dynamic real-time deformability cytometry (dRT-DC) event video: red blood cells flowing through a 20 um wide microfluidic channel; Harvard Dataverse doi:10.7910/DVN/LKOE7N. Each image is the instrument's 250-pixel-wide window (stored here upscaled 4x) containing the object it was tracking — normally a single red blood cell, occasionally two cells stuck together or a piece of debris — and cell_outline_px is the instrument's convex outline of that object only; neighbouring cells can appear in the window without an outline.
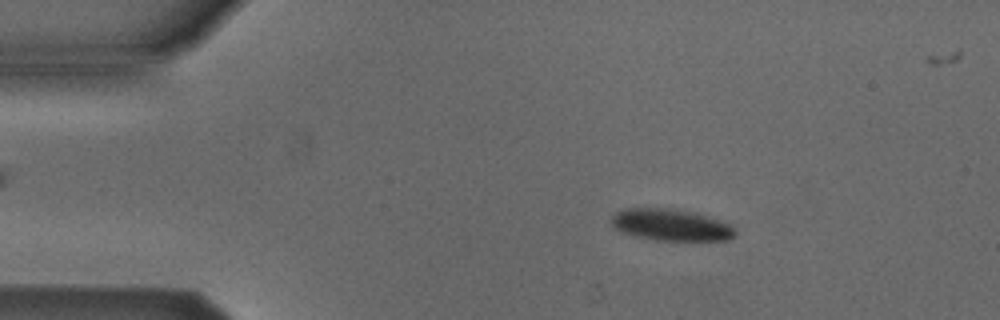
{"species": "Egyptian fruit bat (a non-hibernating species)", "species_latin": "Rousettus aegyptiacus", "temperature_condition": "cold", "stored_images_in_passage": 43, "camera_frame_rate_fps": 3000, "um_per_image_px": 0.085, "animal": {"sex": "male"}, "frame": {"image": 1, "passage_image": 7, "time_ms": 2.0, "image_size_px": [1000, 320], "cell_outline_px": [[736, 236], [728, 240], [656, 240], [636, 236], [624, 232], [616, 228], [612, 224], [612, 216], [616, 212], [624, 208], [672, 208], [696, 212], [728, 224], [736, 228]], "centroid_in_image_um": [57.06, 19.11], "position_along_channel_um": 27.9, "area_um2": 22.77}}
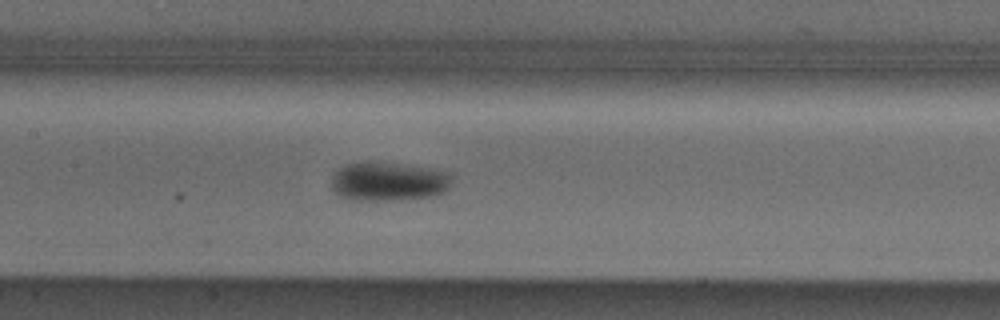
{"frame": {"image": 2, "passage_image": 23, "time_ms": 7.333, "image_size_px": [1000, 320], "cell_outline_px": [[452, 176], [448, 188], [444, 192], [432, 196], [392, 200], [348, 200], [340, 196], [332, 188], [332, 176], [340, 168], [348, 164], [396, 164], [424, 168], [448, 172]], "centroid_in_image_um": [33.01, 15.47], "position_along_channel_um": 174.4, "area_um2": 26.41}}
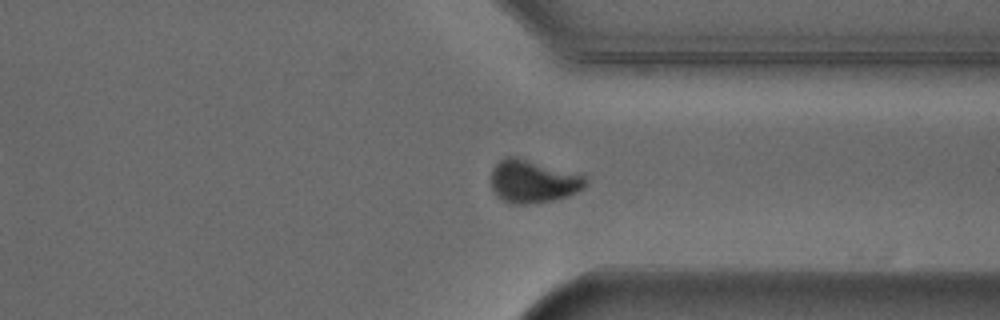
{"frame": {"image": 3, "passage_image": 38, "time_ms": 12.333, "image_size_px": [1000, 320], "cell_outline_px": [[588, 184], [584, 188], [568, 196], [556, 200], [528, 204], [508, 204], [492, 188], [492, 168], [500, 160], [508, 156], [516, 156], [584, 176], [588, 180]], "centroid_in_image_um": [45.32, 15.43], "position_along_channel_um": 366.1, "area_um2": 23.41}, "authors_computed_cell_mechanics": {"area_um2": 24.276, "velocity_mm_per_s": 3.8451, "shape_relaxation_time_tau1_ms": 6.0777, "shape_relaxation_time_tau2_ms": null, "deformation_change_tau1": 0.1383, "deformation_change_tau2": null}}